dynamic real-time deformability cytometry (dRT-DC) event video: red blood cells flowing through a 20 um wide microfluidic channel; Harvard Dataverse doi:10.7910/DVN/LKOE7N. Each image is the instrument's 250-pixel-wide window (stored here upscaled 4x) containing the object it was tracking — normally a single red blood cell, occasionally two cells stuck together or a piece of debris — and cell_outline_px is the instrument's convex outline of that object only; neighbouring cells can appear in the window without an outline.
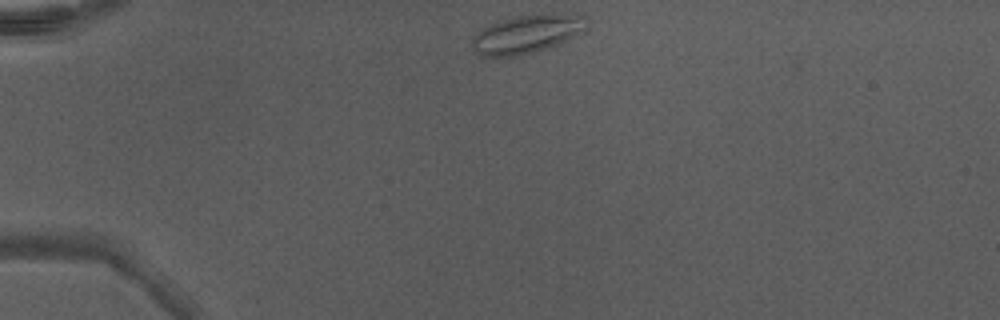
{"species": "Egyptian fruit bat (a non-hibernating species)", "species_latin": "Rousettus aegyptiacus", "temperature_condition": "warm", "stored_images_in_passage": 38, "camera_frame_rate_fps": 3000, "um_per_image_px": 0.085, "animal": {"sex": "male"}, "frame": {"image": 1, "passage_image": 1, "time_ms": 0.0, "image_size_px": [1000, 320], "cell_outline_px": [[588, 28], [584, 32], [556, 44], [520, 56], [480, 56], [472, 48], [472, 40], [476, 32], [488, 24], [496, 20], [516, 16], [540, 12], [584, 12], [588, 16]], "centroid_in_image_um": [44.88, 2.81], "position_along_channel_um": 40.1, "area_um2": 26.76}}
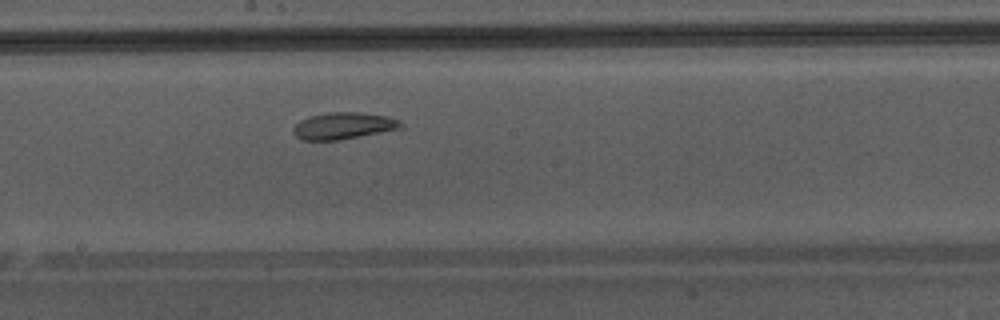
{"frame": {"image": 2, "passage_image": 17, "time_ms": 5.333, "image_size_px": [1000, 320], "cell_outline_px": [[404, 128], [340, 140], [300, 140], [292, 132], [292, 128], [300, 120], [308, 116], [332, 112], [360, 112], [388, 116], [400, 120], [404, 124]], "centroid_in_image_um": [29.21, 10.69], "position_along_channel_um": 219.0, "area_um2": 17.05}}
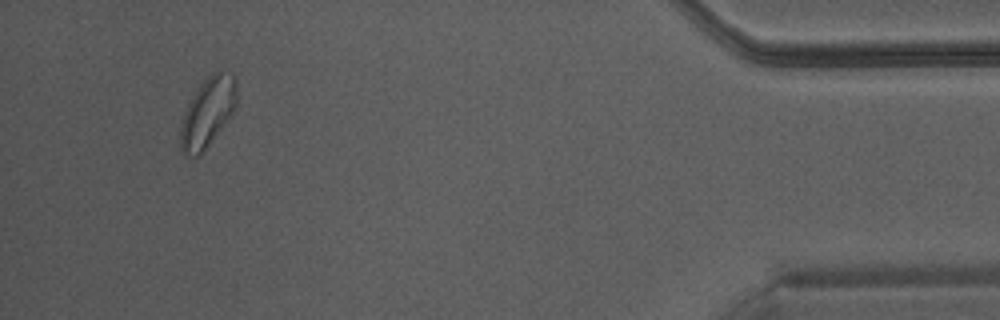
{"frame": {"image": 3, "passage_image": 35, "time_ms": 11.333, "image_size_px": [1000, 320], "cell_outline_px": [[236, 108], [232, 116], [204, 148], [196, 156], [184, 156], [180, 148], [180, 124], [184, 112], [188, 104], [200, 84], [212, 72], [232, 72], [236, 80]], "centroid_in_image_um": [17.65, 9.52], "position_along_channel_um": 417.5, "area_um2": 22.6}, "authors_computed_cell_mechanics": {"area_um2": 18.1492, "velocity_mm_per_s": 4.3021, "shape_relaxation_time_tau1_ms": null, "shape_relaxation_time_tau2_ms": 3.2642, "deformation_change_tau1": null, "deformation_change_tau2": 0.0974}}